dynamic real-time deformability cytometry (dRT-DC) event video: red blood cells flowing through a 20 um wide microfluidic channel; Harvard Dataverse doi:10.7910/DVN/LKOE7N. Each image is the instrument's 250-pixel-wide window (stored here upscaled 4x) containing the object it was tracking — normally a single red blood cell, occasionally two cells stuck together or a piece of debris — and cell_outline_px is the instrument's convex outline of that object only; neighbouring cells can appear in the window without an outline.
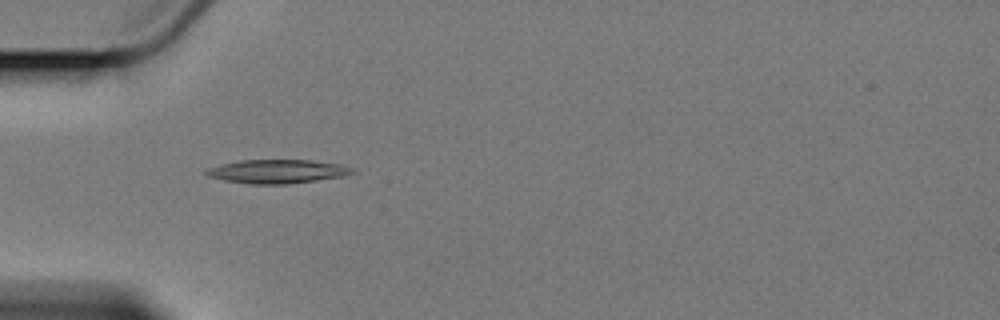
{"species": "Egyptian fruit bat (a non-hibernating species)", "species_latin": "Rousettus aegyptiacus", "temperature_condition": "cold", "stored_images_in_passage": 7, "camera_frame_rate_fps": 3000, "um_per_image_px": 0.085, "animal": {"sex": "female"}, "frame": {"image": 1, "passage_image": 6, "time_ms": 6.0, "image_size_px": [1000, 320], "cell_outline_px": [[356, 172], [344, 176], [288, 184], [252, 184], [224, 180], [208, 176], [204, 172], [208, 168], [220, 164], [240, 160], [312, 160], [340, 164], [356, 168]], "centroid_in_image_um": [23.61, 14.56], "position_along_channel_um": 61.4, "area_um2": 20.29}}